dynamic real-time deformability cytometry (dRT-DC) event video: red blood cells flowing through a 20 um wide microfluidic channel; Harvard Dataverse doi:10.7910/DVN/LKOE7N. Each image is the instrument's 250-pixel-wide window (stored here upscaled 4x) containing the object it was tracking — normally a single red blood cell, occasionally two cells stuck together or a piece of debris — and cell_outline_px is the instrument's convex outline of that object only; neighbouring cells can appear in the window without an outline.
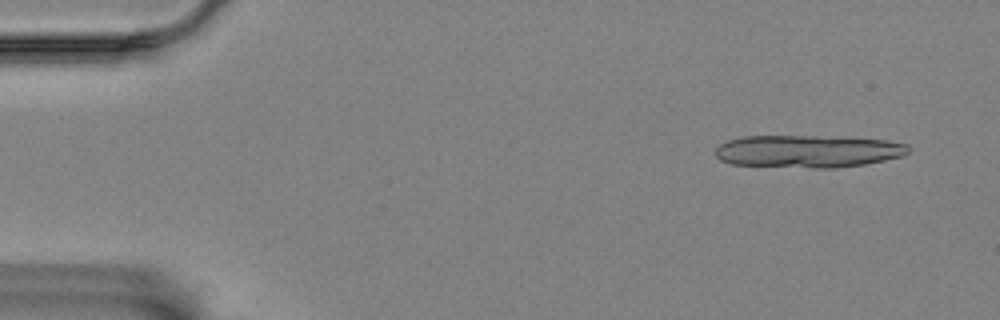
{"species": "Egyptian fruit bat (a non-hibernating species)", "species_latin": "Rousettus aegyptiacus", "temperature_condition": "room temperature", "stored_images_in_passage": 5, "camera_frame_rate_fps": 3000, "um_per_image_px": 0.085, "animal": {"sex": "female"}, "frame": {"image": 1, "passage_image": 1, "time_ms": 0.0, "image_size_px": [1000, 320], "cell_outline_px": [[912, 148], [904, 156], [864, 164], [836, 168], [812, 168], [732, 164], [720, 160], [716, 156], [716, 148], [720, 144], [728, 140], [744, 136], [816, 136], [888, 140], [908, 144]], "centroid_in_image_um": [68.7, 12.86], "position_along_channel_um": 16.3, "area_um2": 36.65}}
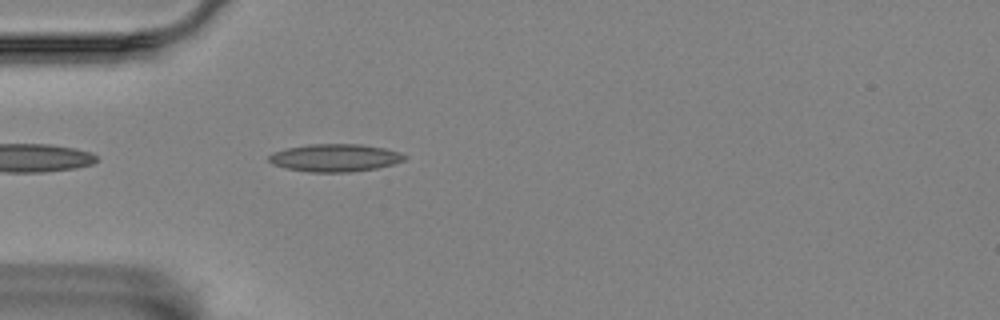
{"frame": {"image": 2, "passage_image": 5, "time_ms": 4.333, "image_size_px": [1000, 320], "cell_outline_px": [[408, 156], [404, 160], [392, 164], [376, 168], [352, 172], [308, 172], [284, 168], [272, 164], [268, 160], [268, 156], [272, 152], [288, 148], [308, 144], [360, 144], [384, 148], [400, 152]], "centroid_in_image_um": [28.45, 13.41], "position_along_channel_um": 56.5, "area_um2": 21.96}}